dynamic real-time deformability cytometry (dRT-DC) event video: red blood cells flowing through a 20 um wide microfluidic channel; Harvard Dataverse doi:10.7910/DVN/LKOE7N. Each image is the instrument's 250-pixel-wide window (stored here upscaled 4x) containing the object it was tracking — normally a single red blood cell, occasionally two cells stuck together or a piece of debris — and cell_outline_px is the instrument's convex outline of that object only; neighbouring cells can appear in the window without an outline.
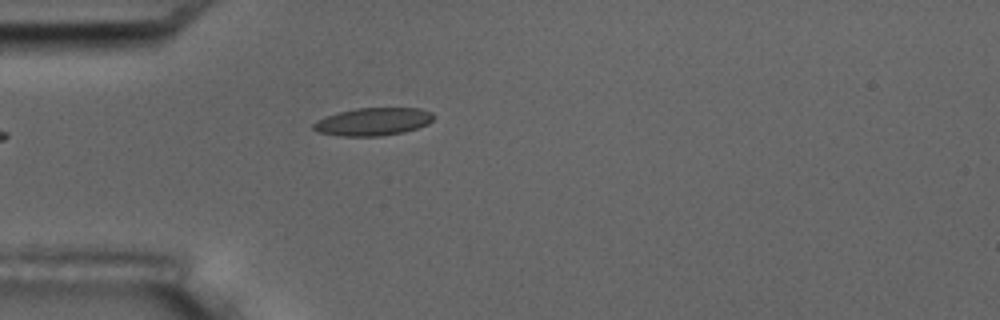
{"species": "common noctule bat (a hibernating species)", "species_latin": "Nyctalus noctula", "temperature_condition": "room temperature", "stored_images_in_passage": 1, "camera_frame_rate_fps": 3000, "um_per_image_px": 0.085, "animal": {"sex": "male", "body_mass_g": 17.5, "forearm_length_mm": 52.3}, "frame": {"image": 1, "passage_image": 1, "time_ms": 0.0, "image_size_px": [1000, 320], "cell_outline_px": [[436, 116], [428, 124], [404, 132], [380, 136], [340, 136], [316, 132], [312, 128], [312, 124], [316, 120], [340, 112], [356, 108], [420, 108], [432, 112]], "centroid_in_image_um": [31.72, 10.34], "position_along_channel_um": 53.3, "area_um2": 19.54}}